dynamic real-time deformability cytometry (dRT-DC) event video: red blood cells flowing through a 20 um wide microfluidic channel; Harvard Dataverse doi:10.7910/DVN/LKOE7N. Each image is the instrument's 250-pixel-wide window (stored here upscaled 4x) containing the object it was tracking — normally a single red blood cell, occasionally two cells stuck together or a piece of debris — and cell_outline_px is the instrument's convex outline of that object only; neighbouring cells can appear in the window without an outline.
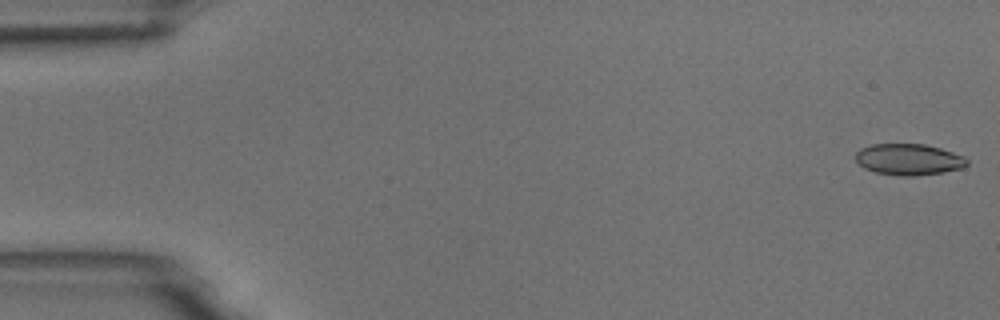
{"species": "common noctule bat (a hibernating species)", "species_latin": "Nyctalus noctula", "temperature_condition": "room temperature", "stored_images_in_passage": 5, "camera_frame_rate_fps": 3000, "um_per_image_px": 0.085, "animal": {"sex": "male", "body_mass_g": 18.8}, "frame": {"image": 1, "passage_image": 1, "time_ms": 0.0, "image_size_px": [1000, 320], "cell_outline_px": [[968, 164], [964, 168], [944, 172], [916, 176], [900, 176], [876, 172], [864, 168], [856, 160], [856, 152], [860, 148], [872, 144], [924, 144], [940, 148], [964, 156], [968, 160]], "centroid_in_image_um": [77.26, 13.55], "position_along_channel_um": 7.7, "area_um2": 20.4}}